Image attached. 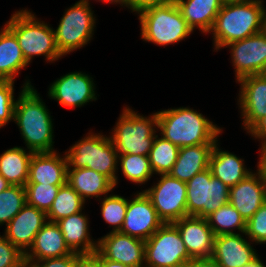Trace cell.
<instances>
[{
    "label": "cell",
    "instance_id": "obj_19",
    "mask_svg": "<svg viewBox=\"0 0 266 267\" xmlns=\"http://www.w3.org/2000/svg\"><path fill=\"white\" fill-rule=\"evenodd\" d=\"M173 224L178 228L188 254L192 258H211L215 234L206 218L187 216Z\"/></svg>",
    "mask_w": 266,
    "mask_h": 267
},
{
    "label": "cell",
    "instance_id": "obj_49",
    "mask_svg": "<svg viewBox=\"0 0 266 267\" xmlns=\"http://www.w3.org/2000/svg\"><path fill=\"white\" fill-rule=\"evenodd\" d=\"M96 1H101V2H104V3H111V4H120L121 6H123L125 0H96Z\"/></svg>",
    "mask_w": 266,
    "mask_h": 267
},
{
    "label": "cell",
    "instance_id": "obj_25",
    "mask_svg": "<svg viewBox=\"0 0 266 267\" xmlns=\"http://www.w3.org/2000/svg\"><path fill=\"white\" fill-rule=\"evenodd\" d=\"M244 163V159L220 149L217 141L210 157L209 169L212 176L231 188L252 173Z\"/></svg>",
    "mask_w": 266,
    "mask_h": 267
},
{
    "label": "cell",
    "instance_id": "obj_16",
    "mask_svg": "<svg viewBox=\"0 0 266 267\" xmlns=\"http://www.w3.org/2000/svg\"><path fill=\"white\" fill-rule=\"evenodd\" d=\"M96 251L129 267H145V241L120 232H109L98 238Z\"/></svg>",
    "mask_w": 266,
    "mask_h": 267
},
{
    "label": "cell",
    "instance_id": "obj_21",
    "mask_svg": "<svg viewBox=\"0 0 266 267\" xmlns=\"http://www.w3.org/2000/svg\"><path fill=\"white\" fill-rule=\"evenodd\" d=\"M67 159L57 150L33 153L27 183L64 185L67 182Z\"/></svg>",
    "mask_w": 266,
    "mask_h": 267
},
{
    "label": "cell",
    "instance_id": "obj_14",
    "mask_svg": "<svg viewBox=\"0 0 266 267\" xmlns=\"http://www.w3.org/2000/svg\"><path fill=\"white\" fill-rule=\"evenodd\" d=\"M163 224L164 222L158 216L150 198L141 190V192L135 193L131 200H128L120 233L146 241Z\"/></svg>",
    "mask_w": 266,
    "mask_h": 267
},
{
    "label": "cell",
    "instance_id": "obj_29",
    "mask_svg": "<svg viewBox=\"0 0 266 267\" xmlns=\"http://www.w3.org/2000/svg\"><path fill=\"white\" fill-rule=\"evenodd\" d=\"M33 152L15 146L0 155V175L11 185L25 186Z\"/></svg>",
    "mask_w": 266,
    "mask_h": 267
},
{
    "label": "cell",
    "instance_id": "obj_48",
    "mask_svg": "<svg viewBox=\"0 0 266 267\" xmlns=\"http://www.w3.org/2000/svg\"><path fill=\"white\" fill-rule=\"evenodd\" d=\"M244 267H266L260 257L256 258L252 263Z\"/></svg>",
    "mask_w": 266,
    "mask_h": 267
},
{
    "label": "cell",
    "instance_id": "obj_35",
    "mask_svg": "<svg viewBox=\"0 0 266 267\" xmlns=\"http://www.w3.org/2000/svg\"><path fill=\"white\" fill-rule=\"evenodd\" d=\"M100 204L103 220L109 224V227L113 226L110 232H120L125 219L128 199L112 193L101 198Z\"/></svg>",
    "mask_w": 266,
    "mask_h": 267
},
{
    "label": "cell",
    "instance_id": "obj_43",
    "mask_svg": "<svg viewBox=\"0 0 266 267\" xmlns=\"http://www.w3.org/2000/svg\"><path fill=\"white\" fill-rule=\"evenodd\" d=\"M251 137L260 140V142L266 141V116L262 118L249 132Z\"/></svg>",
    "mask_w": 266,
    "mask_h": 267
},
{
    "label": "cell",
    "instance_id": "obj_9",
    "mask_svg": "<svg viewBox=\"0 0 266 267\" xmlns=\"http://www.w3.org/2000/svg\"><path fill=\"white\" fill-rule=\"evenodd\" d=\"M186 185L188 216L207 218L229 203V187L212 176L209 168L194 175Z\"/></svg>",
    "mask_w": 266,
    "mask_h": 267
},
{
    "label": "cell",
    "instance_id": "obj_27",
    "mask_svg": "<svg viewBox=\"0 0 266 267\" xmlns=\"http://www.w3.org/2000/svg\"><path fill=\"white\" fill-rule=\"evenodd\" d=\"M176 4L192 31L197 27L204 34L212 29L223 5L220 0H176Z\"/></svg>",
    "mask_w": 266,
    "mask_h": 267
},
{
    "label": "cell",
    "instance_id": "obj_24",
    "mask_svg": "<svg viewBox=\"0 0 266 267\" xmlns=\"http://www.w3.org/2000/svg\"><path fill=\"white\" fill-rule=\"evenodd\" d=\"M214 146L215 144H200L179 148L178 158L168 174L187 183L194 175L209 168Z\"/></svg>",
    "mask_w": 266,
    "mask_h": 267
},
{
    "label": "cell",
    "instance_id": "obj_41",
    "mask_svg": "<svg viewBox=\"0 0 266 267\" xmlns=\"http://www.w3.org/2000/svg\"><path fill=\"white\" fill-rule=\"evenodd\" d=\"M173 3H176V0H125L123 7L138 14L151 7L165 6Z\"/></svg>",
    "mask_w": 266,
    "mask_h": 267
},
{
    "label": "cell",
    "instance_id": "obj_28",
    "mask_svg": "<svg viewBox=\"0 0 266 267\" xmlns=\"http://www.w3.org/2000/svg\"><path fill=\"white\" fill-rule=\"evenodd\" d=\"M28 64L15 34L4 24L0 30V81H15Z\"/></svg>",
    "mask_w": 266,
    "mask_h": 267
},
{
    "label": "cell",
    "instance_id": "obj_1",
    "mask_svg": "<svg viewBox=\"0 0 266 267\" xmlns=\"http://www.w3.org/2000/svg\"><path fill=\"white\" fill-rule=\"evenodd\" d=\"M15 101L13 121L17 124L27 150L33 153L54 149L53 119L40 94L27 80Z\"/></svg>",
    "mask_w": 266,
    "mask_h": 267
},
{
    "label": "cell",
    "instance_id": "obj_4",
    "mask_svg": "<svg viewBox=\"0 0 266 267\" xmlns=\"http://www.w3.org/2000/svg\"><path fill=\"white\" fill-rule=\"evenodd\" d=\"M26 9L15 11L5 23L15 34L25 60L30 64L34 56H44L49 63L61 59L63 55L58 50L53 27Z\"/></svg>",
    "mask_w": 266,
    "mask_h": 267
},
{
    "label": "cell",
    "instance_id": "obj_18",
    "mask_svg": "<svg viewBox=\"0 0 266 267\" xmlns=\"http://www.w3.org/2000/svg\"><path fill=\"white\" fill-rule=\"evenodd\" d=\"M241 234H222L215 236L212 259L219 267H244L258 258L251 241ZM242 235V236H241Z\"/></svg>",
    "mask_w": 266,
    "mask_h": 267
},
{
    "label": "cell",
    "instance_id": "obj_13",
    "mask_svg": "<svg viewBox=\"0 0 266 267\" xmlns=\"http://www.w3.org/2000/svg\"><path fill=\"white\" fill-rule=\"evenodd\" d=\"M94 79L84 72H70L49 86L48 96L69 108L83 107L97 100Z\"/></svg>",
    "mask_w": 266,
    "mask_h": 267
},
{
    "label": "cell",
    "instance_id": "obj_3",
    "mask_svg": "<svg viewBox=\"0 0 266 267\" xmlns=\"http://www.w3.org/2000/svg\"><path fill=\"white\" fill-rule=\"evenodd\" d=\"M159 135L179 148L216 144L222 128L189 107L157 111Z\"/></svg>",
    "mask_w": 266,
    "mask_h": 267
},
{
    "label": "cell",
    "instance_id": "obj_47",
    "mask_svg": "<svg viewBox=\"0 0 266 267\" xmlns=\"http://www.w3.org/2000/svg\"><path fill=\"white\" fill-rule=\"evenodd\" d=\"M9 186H11V184L2 175H0V193Z\"/></svg>",
    "mask_w": 266,
    "mask_h": 267
},
{
    "label": "cell",
    "instance_id": "obj_45",
    "mask_svg": "<svg viewBox=\"0 0 266 267\" xmlns=\"http://www.w3.org/2000/svg\"><path fill=\"white\" fill-rule=\"evenodd\" d=\"M184 267H219L212 258H192Z\"/></svg>",
    "mask_w": 266,
    "mask_h": 267
},
{
    "label": "cell",
    "instance_id": "obj_40",
    "mask_svg": "<svg viewBox=\"0 0 266 267\" xmlns=\"http://www.w3.org/2000/svg\"><path fill=\"white\" fill-rule=\"evenodd\" d=\"M76 262V253L49 258L41 261H25L26 267H74Z\"/></svg>",
    "mask_w": 266,
    "mask_h": 267
},
{
    "label": "cell",
    "instance_id": "obj_6",
    "mask_svg": "<svg viewBox=\"0 0 266 267\" xmlns=\"http://www.w3.org/2000/svg\"><path fill=\"white\" fill-rule=\"evenodd\" d=\"M156 129H158L157 112L145 117L125 106L110 132L112 133L110 138L118 154L149 156L158 131Z\"/></svg>",
    "mask_w": 266,
    "mask_h": 267
},
{
    "label": "cell",
    "instance_id": "obj_22",
    "mask_svg": "<svg viewBox=\"0 0 266 267\" xmlns=\"http://www.w3.org/2000/svg\"><path fill=\"white\" fill-rule=\"evenodd\" d=\"M72 253L66 245L63 234L56 222L47 221L36 234L32 246L24 254V258L25 261H41Z\"/></svg>",
    "mask_w": 266,
    "mask_h": 267
},
{
    "label": "cell",
    "instance_id": "obj_44",
    "mask_svg": "<svg viewBox=\"0 0 266 267\" xmlns=\"http://www.w3.org/2000/svg\"><path fill=\"white\" fill-rule=\"evenodd\" d=\"M259 162L257 164V170L261 173L262 178L266 184V141L260 144Z\"/></svg>",
    "mask_w": 266,
    "mask_h": 267
},
{
    "label": "cell",
    "instance_id": "obj_32",
    "mask_svg": "<svg viewBox=\"0 0 266 267\" xmlns=\"http://www.w3.org/2000/svg\"><path fill=\"white\" fill-rule=\"evenodd\" d=\"M179 154V147L162 136L156 135L149 153L150 166L154 174H168Z\"/></svg>",
    "mask_w": 266,
    "mask_h": 267
},
{
    "label": "cell",
    "instance_id": "obj_50",
    "mask_svg": "<svg viewBox=\"0 0 266 267\" xmlns=\"http://www.w3.org/2000/svg\"><path fill=\"white\" fill-rule=\"evenodd\" d=\"M222 4L237 3L245 0H220Z\"/></svg>",
    "mask_w": 266,
    "mask_h": 267
},
{
    "label": "cell",
    "instance_id": "obj_12",
    "mask_svg": "<svg viewBox=\"0 0 266 267\" xmlns=\"http://www.w3.org/2000/svg\"><path fill=\"white\" fill-rule=\"evenodd\" d=\"M230 48L236 81L266 71V28L240 41L227 44Z\"/></svg>",
    "mask_w": 266,
    "mask_h": 267
},
{
    "label": "cell",
    "instance_id": "obj_38",
    "mask_svg": "<svg viewBox=\"0 0 266 267\" xmlns=\"http://www.w3.org/2000/svg\"><path fill=\"white\" fill-rule=\"evenodd\" d=\"M15 101L14 81H0V128L13 120Z\"/></svg>",
    "mask_w": 266,
    "mask_h": 267
},
{
    "label": "cell",
    "instance_id": "obj_26",
    "mask_svg": "<svg viewBox=\"0 0 266 267\" xmlns=\"http://www.w3.org/2000/svg\"><path fill=\"white\" fill-rule=\"evenodd\" d=\"M67 183L86 202L90 197L101 198L115 189L114 184L104 175L89 168H67Z\"/></svg>",
    "mask_w": 266,
    "mask_h": 267
},
{
    "label": "cell",
    "instance_id": "obj_7",
    "mask_svg": "<svg viewBox=\"0 0 266 267\" xmlns=\"http://www.w3.org/2000/svg\"><path fill=\"white\" fill-rule=\"evenodd\" d=\"M138 19L141 39L155 45L175 44L193 33L176 3L143 10Z\"/></svg>",
    "mask_w": 266,
    "mask_h": 267
},
{
    "label": "cell",
    "instance_id": "obj_5",
    "mask_svg": "<svg viewBox=\"0 0 266 267\" xmlns=\"http://www.w3.org/2000/svg\"><path fill=\"white\" fill-rule=\"evenodd\" d=\"M68 168H89L118 185L119 154L110 136L89 132L65 152Z\"/></svg>",
    "mask_w": 266,
    "mask_h": 267
},
{
    "label": "cell",
    "instance_id": "obj_15",
    "mask_svg": "<svg viewBox=\"0 0 266 267\" xmlns=\"http://www.w3.org/2000/svg\"><path fill=\"white\" fill-rule=\"evenodd\" d=\"M238 106L242 124L248 133L266 116V74H256L241 78Z\"/></svg>",
    "mask_w": 266,
    "mask_h": 267
},
{
    "label": "cell",
    "instance_id": "obj_46",
    "mask_svg": "<svg viewBox=\"0 0 266 267\" xmlns=\"http://www.w3.org/2000/svg\"><path fill=\"white\" fill-rule=\"evenodd\" d=\"M100 265L101 267H129L127 265H124L120 262L111 261L109 259H106L100 255Z\"/></svg>",
    "mask_w": 266,
    "mask_h": 267
},
{
    "label": "cell",
    "instance_id": "obj_34",
    "mask_svg": "<svg viewBox=\"0 0 266 267\" xmlns=\"http://www.w3.org/2000/svg\"><path fill=\"white\" fill-rule=\"evenodd\" d=\"M26 204L24 186L11 185L0 193V226L7 225Z\"/></svg>",
    "mask_w": 266,
    "mask_h": 267
},
{
    "label": "cell",
    "instance_id": "obj_8",
    "mask_svg": "<svg viewBox=\"0 0 266 267\" xmlns=\"http://www.w3.org/2000/svg\"><path fill=\"white\" fill-rule=\"evenodd\" d=\"M89 0H79L65 10L54 30L59 52L65 56L87 45L94 35L96 17Z\"/></svg>",
    "mask_w": 266,
    "mask_h": 267
},
{
    "label": "cell",
    "instance_id": "obj_23",
    "mask_svg": "<svg viewBox=\"0 0 266 267\" xmlns=\"http://www.w3.org/2000/svg\"><path fill=\"white\" fill-rule=\"evenodd\" d=\"M88 216L82 211L59 219L56 224L61 230L65 243L72 252L90 254L97 250V240L90 237Z\"/></svg>",
    "mask_w": 266,
    "mask_h": 267
},
{
    "label": "cell",
    "instance_id": "obj_31",
    "mask_svg": "<svg viewBox=\"0 0 266 267\" xmlns=\"http://www.w3.org/2000/svg\"><path fill=\"white\" fill-rule=\"evenodd\" d=\"M85 201L81 196L66 182L59 188L56 198L49 211L47 219L49 222H56L76 214L84 209Z\"/></svg>",
    "mask_w": 266,
    "mask_h": 267
},
{
    "label": "cell",
    "instance_id": "obj_2",
    "mask_svg": "<svg viewBox=\"0 0 266 267\" xmlns=\"http://www.w3.org/2000/svg\"><path fill=\"white\" fill-rule=\"evenodd\" d=\"M265 28L264 1L245 0L223 4L209 33L213 35V46L218 51L227 44L257 34Z\"/></svg>",
    "mask_w": 266,
    "mask_h": 267
},
{
    "label": "cell",
    "instance_id": "obj_11",
    "mask_svg": "<svg viewBox=\"0 0 266 267\" xmlns=\"http://www.w3.org/2000/svg\"><path fill=\"white\" fill-rule=\"evenodd\" d=\"M160 180L143 190L150 198L164 223H173L187 217V185L169 174H160Z\"/></svg>",
    "mask_w": 266,
    "mask_h": 267
},
{
    "label": "cell",
    "instance_id": "obj_30",
    "mask_svg": "<svg viewBox=\"0 0 266 267\" xmlns=\"http://www.w3.org/2000/svg\"><path fill=\"white\" fill-rule=\"evenodd\" d=\"M206 219L215 236L238 234L246 231L245 219L230 203L222 205ZM236 230L237 232H235Z\"/></svg>",
    "mask_w": 266,
    "mask_h": 267
},
{
    "label": "cell",
    "instance_id": "obj_36",
    "mask_svg": "<svg viewBox=\"0 0 266 267\" xmlns=\"http://www.w3.org/2000/svg\"><path fill=\"white\" fill-rule=\"evenodd\" d=\"M61 186L62 185L26 183L24 186L26 191V203L47 213Z\"/></svg>",
    "mask_w": 266,
    "mask_h": 267
},
{
    "label": "cell",
    "instance_id": "obj_42",
    "mask_svg": "<svg viewBox=\"0 0 266 267\" xmlns=\"http://www.w3.org/2000/svg\"><path fill=\"white\" fill-rule=\"evenodd\" d=\"M74 267H101L100 254L97 251L90 254L76 253V262Z\"/></svg>",
    "mask_w": 266,
    "mask_h": 267
},
{
    "label": "cell",
    "instance_id": "obj_10",
    "mask_svg": "<svg viewBox=\"0 0 266 267\" xmlns=\"http://www.w3.org/2000/svg\"><path fill=\"white\" fill-rule=\"evenodd\" d=\"M191 259L173 223H164L145 241V267H184Z\"/></svg>",
    "mask_w": 266,
    "mask_h": 267
},
{
    "label": "cell",
    "instance_id": "obj_33",
    "mask_svg": "<svg viewBox=\"0 0 266 267\" xmlns=\"http://www.w3.org/2000/svg\"><path fill=\"white\" fill-rule=\"evenodd\" d=\"M121 172L129 181L142 185L153 176L149 156L139 154H119L118 166Z\"/></svg>",
    "mask_w": 266,
    "mask_h": 267
},
{
    "label": "cell",
    "instance_id": "obj_20",
    "mask_svg": "<svg viewBox=\"0 0 266 267\" xmlns=\"http://www.w3.org/2000/svg\"><path fill=\"white\" fill-rule=\"evenodd\" d=\"M266 202V184L256 170L229 188V203L248 221Z\"/></svg>",
    "mask_w": 266,
    "mask_h": 267
},
{
    "label": "cell",
    "instance_id": "obj_37",
    "mask_svg": "<svg viewBox=\"0 0 266 267\" xmlns=\"http://www.w3.org/2000/svg\"><path fill=\"white\" fill-rule=\"evenodd\" d=\"M245 236L256 244H266V202L246 221Z\"/></svg>",
    "mask_w": 266,
    "mask_h": 267
},
{
    "label": "cell",
    "instance_id": "obj_39",
    "mask_svg": "<svg viewBox=\"0 0 266 267\" xmlns=\"http://www.w3.org/2000/svg\"><path fill=\"white\" fill-rule=\"evenodd\" d=\"M0 267H26L24 254L0 235Z\"/></svg>",
    "mask_w": 266,
    "mask_h": 267
},
{
    "label": "cell",
    "instance_id": "obj_17",
    "mask_svg": "<svg viewBox=\"0 0 266 267\" xmlns=\"http://www.w3.org/2000/svg\"><path fill=\"white\" fill-rule=\"evenodd\" d=\"M47 221L45 211L26 203L6 225L3 236L25 254L32 246L36 234Z\"/></svg>",
    "mask_w": 266,
    "mask_h": 267
}]
</instances>
